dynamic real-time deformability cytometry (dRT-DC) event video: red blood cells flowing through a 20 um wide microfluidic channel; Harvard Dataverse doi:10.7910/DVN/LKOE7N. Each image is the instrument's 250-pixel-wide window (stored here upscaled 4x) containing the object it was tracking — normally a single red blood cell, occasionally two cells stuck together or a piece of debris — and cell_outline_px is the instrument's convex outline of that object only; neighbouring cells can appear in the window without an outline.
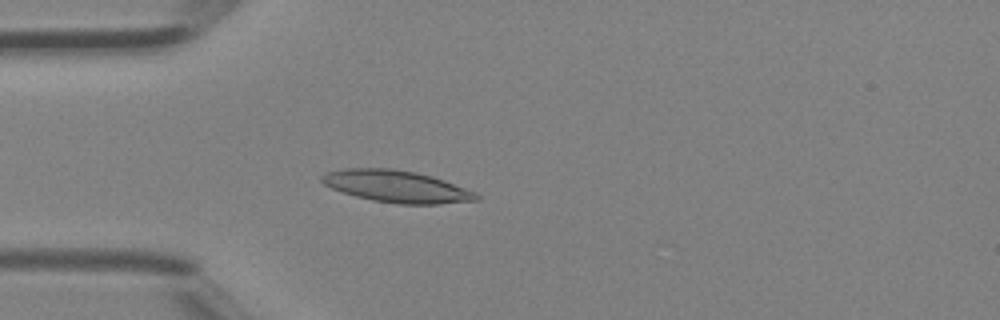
{"species": "Egyptian fruit bat (a non-hibernating species)", "species_latin": "Rousettus aegyptiacus", "temperature_condition": "room temperature", "stored_images_in_passage": 40, "camera_frame_rate_fps": 3000, "um_per_image_px": 0.085, "animal": {"sex": "female"}, "frame": {"image": 1, "passage_image": 10, "time_ms": 3.0, "image_size_px": [1000, 320], "cell_outline_px": [[480, 200], [440, 204], [396, 204], [372, 200], [356, 196], [332, 188], [324, 184], [320, 180], [320, 176], [328, 172], [344, 168], [392, 168], [416, 172], [432, 176], [444, 180], [476, 192], [480, 196]], "centroid_in_image_um": [33.74, 15.85], "position_along_channel_um": 51.3, "area_um2": 28.84}}
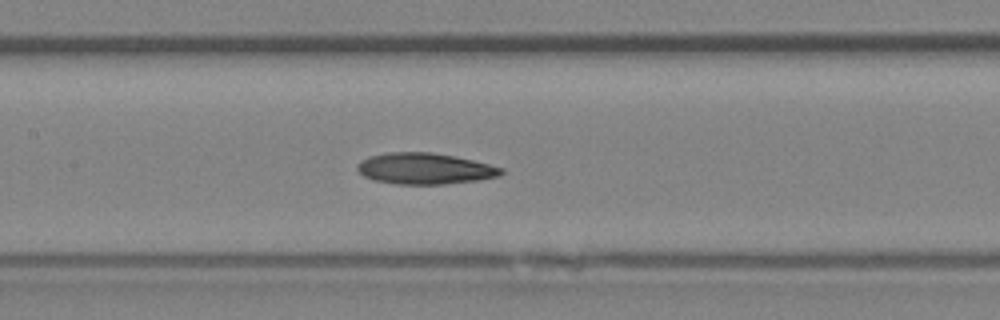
{"frame": {"image": 2, "passage_image": 18, "time_ms": 5.667, "image_size_px": [1000, 320], "cell_outline_px": [[504, 172], [500, 176], [480, 180], [444, 184], [396, 184], [376, 180], [364, 176], [356, 168], [356, 164], [360, 160], [368, 156], [388, 152], [432, 152], [472, 160], [504, 168]], "centroid_in_image_um": [36.1, 14.33], "position_along_channel_um": 171.3, "area_um2": 26.18}}
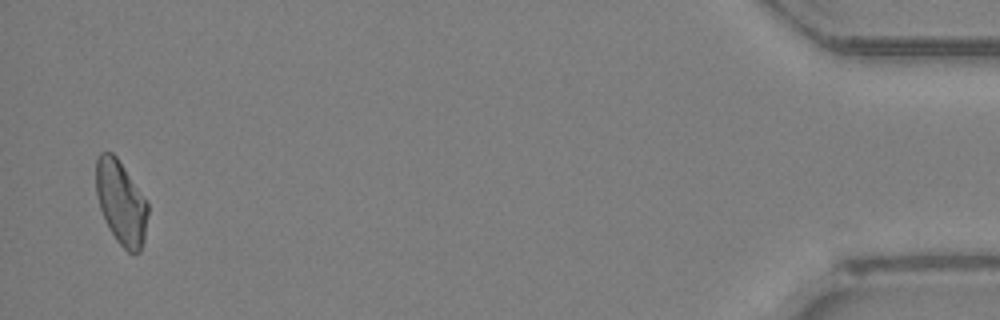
{"frame": {"image": 3, "passage_image": 39, "time_ms": 12.667, "image_size_px": [1000, 320], "cell_outline_px": [[148, 212], [144, 240], [140, 252], [128, 252], [116, 240], [104, 220], [100, 208], [96, 192], [96, 160], [100, 152], [112, 152], [116, 156], [148, 204]], "centroid_in_image_um": [10.27, 17.23], "position_along_channel_um": 424.9, "area_um2": 24.97}}